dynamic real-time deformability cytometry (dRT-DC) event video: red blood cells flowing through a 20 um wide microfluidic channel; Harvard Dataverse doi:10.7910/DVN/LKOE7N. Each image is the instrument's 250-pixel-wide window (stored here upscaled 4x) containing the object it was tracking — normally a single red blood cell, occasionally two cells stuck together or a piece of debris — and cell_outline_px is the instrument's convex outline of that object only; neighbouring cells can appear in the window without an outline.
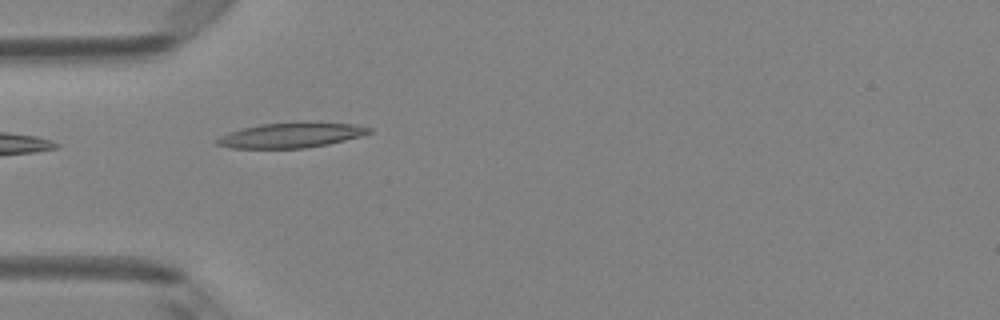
{"species": "Egyptian fruit bat (a non-hibernating species)", "species_latin": "Rousettus aegyptiacus", "temperature_condition": "room temperature", "stored_images_in_passage": 4, "camera_frame_rate_fps": 3000, "um_per_image_px": 0.085, "animal": {"sex": "female"}, "frame": {"image": 1, "passage_image": 3, "time_ms": 0.667, "image_size_px": [1000, 320], "cell_outline_px": [[372, 132], [360, 136], [328, 144], [304, 148], [232, 148], [216, 144], [212, 140], [228, 132], [260, 124], [356, 124], [372, 128]], "centroid_in_image_um": [24.67, 11.53], "position_along_channel_um": 60.3, "area_um2": 21.39}}
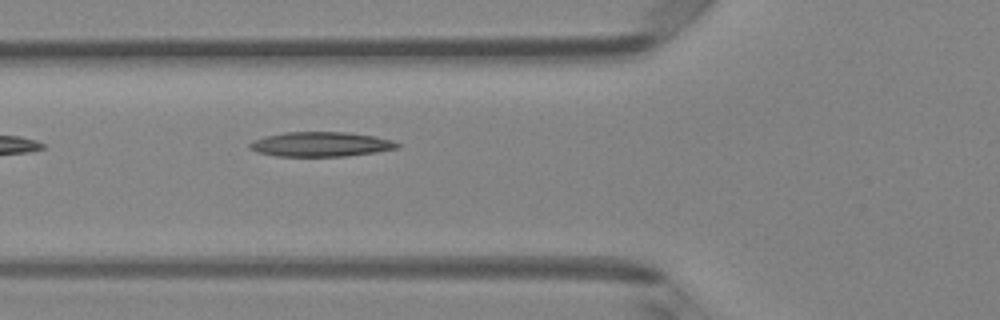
{"frame": {"image": 2, "passage_image": 4, "time_ms": 1.0, "image_size_px": [1000, 320], "cell_outline_px": [[400, 148], [376, 152], [348, 156], [276, 156], [256, 152], [248, 148], [248, 144], [252, 140], [264, 136], [284, 132], [348, 132], [372, 136], [392, 140], [400, 144]], "centroid_in_image_um": [27.23, 12.26], "position_along_channel_um": 98.6, "area_um2": 21.39}}